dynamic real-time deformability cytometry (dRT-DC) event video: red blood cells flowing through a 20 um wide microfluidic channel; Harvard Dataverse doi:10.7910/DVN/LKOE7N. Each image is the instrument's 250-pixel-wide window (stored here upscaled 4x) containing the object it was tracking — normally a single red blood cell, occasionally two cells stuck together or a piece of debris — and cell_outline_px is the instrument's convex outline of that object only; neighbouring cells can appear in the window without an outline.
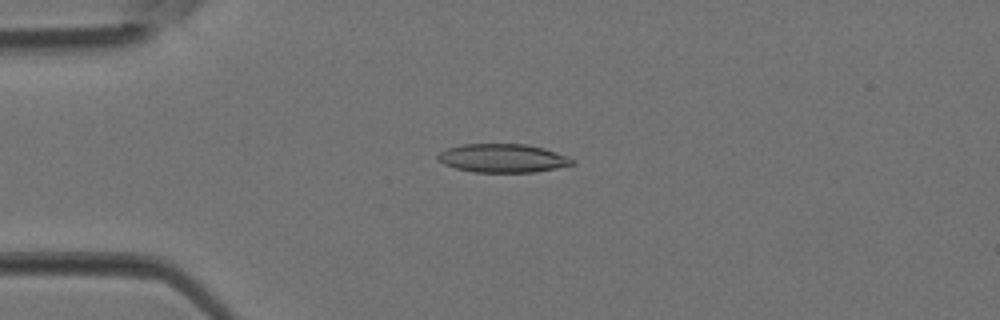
{"species": "Egyptian fruit bat (a non-hibernating species)", "species_latin": "Rousettus aegyptiacus", "temperature_condition": "room temperature", "stored_images_in_passage": 3, "camera_frame_rate_fps": 3000, "um_per_image_px": 0.085, "animal": {"sex": "female"}, "frame": {"image": 1, "passage_image": 2, "time_ms": 0.333, "image_size_px": [1000, 320], "cell_outline_px": [[576, 164], [556, 168], [532, 172], [472, 172], [456, 168], [444, 164], [436, 156], [440, 152], [448, 148], [464, 144], [524, 144], [544, 148], [556, 152], [576, 160]], "centroid_in_image_um": [42.76, 13.45], "position_along_channel_um": 42.2, "area_um2": 22.25}}